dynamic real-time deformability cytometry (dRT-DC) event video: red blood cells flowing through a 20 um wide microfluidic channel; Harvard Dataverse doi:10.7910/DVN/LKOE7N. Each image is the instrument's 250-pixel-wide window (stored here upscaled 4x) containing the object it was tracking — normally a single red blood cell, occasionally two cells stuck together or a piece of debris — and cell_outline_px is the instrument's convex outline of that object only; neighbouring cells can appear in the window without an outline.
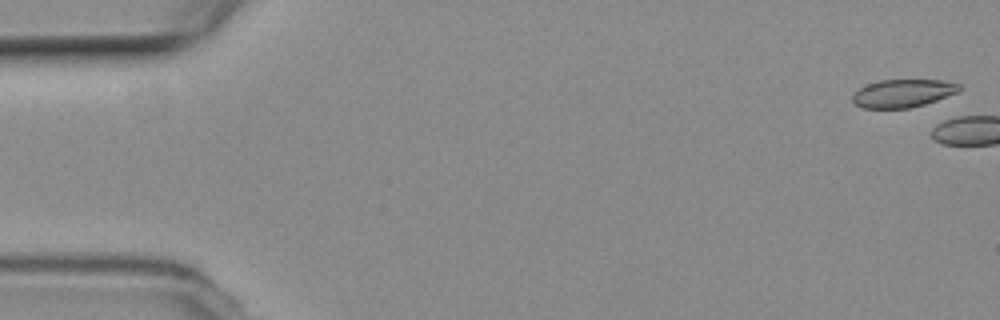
{"species": "common noctule bat (a hibernating species)", "species_latin": "Nyctalus noctula", "temperature_condition": "room temperature", "stored_images_in_passage": 7, "camera_frame_rate_fps": 3000, "um_per_image_px": 0.085, "animal": {"sex": "female", "body_mass_g": 19.3, "forearm_length_mm": 54.1}, "frame": {"image": 1, "passage_image": 1, "time_ms": 0.0, "image_size_px": [1000, 320], "cell_outline_px": [[960, 88], [956, 92], [936, 100], [924, 104], [908, 108], [864, 108], [856, 104], [852, 100], [852, 96], [860, 88], [868, 84], [880, 80], [940, 80], [960, 84]], "centroid_in_image_um": [76.72, 7.93], "position_along_channel_um": 8.3, "area_um2": 17.05}}
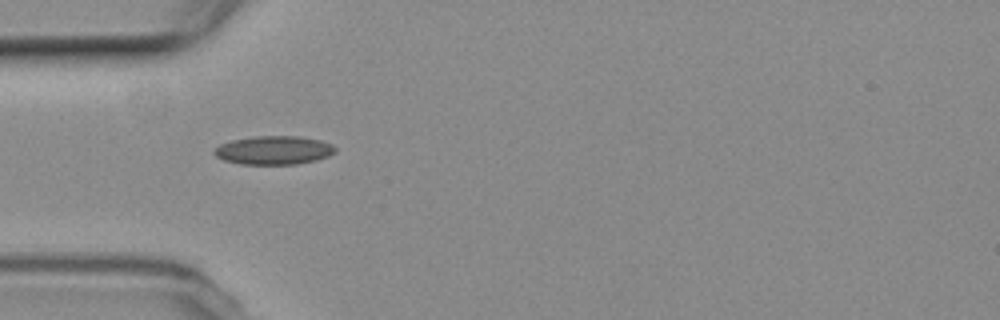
{"frame": {"image": 2, "passage_image": 6, "time_ms": 6.333, "image_size_px": [1000, 320], "cell_outline_px": [[336, 152], [328, 156], [316, 160], [296, 164], [240, 164], [224, 160], [216, 156], [212, 152], [220, 144], [232, 140], [252, 136], [300, 136], [320, 140], [332, 144], [336, 148]], "centroid_in_image_um": [23.28, 12.76], "position_along_channel_um": 61.7, "area_um2": 20.23}}
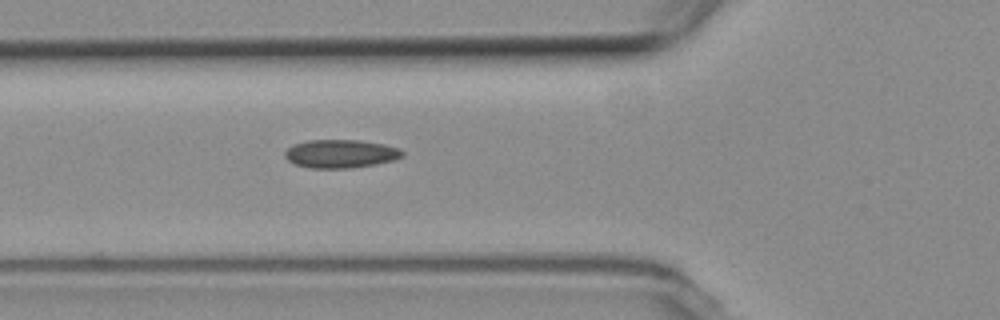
{"frame": {"image": 3, "passage_image": 7, "time_ms": 7.333, "image_size_px": [1000, 320], "cell_outline_px": [[404, 156], [392, 160], [376, 164], [352, 168], [312, 168], [292, 164], [284, 156], [284, 152], [292, 144], [308, 140], [360, 140], [384, 144], [400, 148], [404, 152]], "centroid_in_image_um": [28.94, 13.06], "position_along_channel_um": 96.9, "area_um2": 19.59}}